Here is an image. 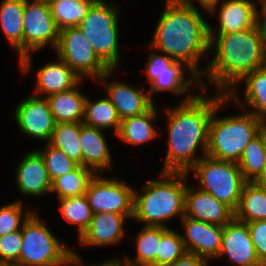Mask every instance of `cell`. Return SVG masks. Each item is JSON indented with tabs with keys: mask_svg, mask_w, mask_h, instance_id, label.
<instances>
[{
	"mask_svg": "<svg viewBox=\"0 0 266 266\" xmlns=\"http://www.w3.org/2000/svg\"><path fill=\"white\" fill-rule=\"evenodd\" d=\"M215 98L188 94L175 108L166 109L169 119L168 152L162 172H190L203 157H194L200 146L207 154L209 122L217 104L226 96L218 92Z\"/></svg>",
	"mask_w": 266,
	"mask_h": 266,
	"instance_id": "6da1fadb",
	"label": "cell"
},
{
	"mask_svg": "<svg viewBox=\"0 0 266 266\" xmlns=\"http://www.w3.org/2000/svg\"><path fill=\"white\" fill-rule=\"evenodd\" d=\"M216 36L208 26L209 48L215 45L216 53L208 69L201 71V76L207 73L209 82L217 86L218 92L225 93L230 100L234 98L239 107L246 110L234 87L246 74L266 65V48L260 30L256 25L236 33Z\"/></svg>",
	"mask_w": 266,
	"mask_h": 266,
	"instance_id": "7a4b0ae2",
	"label": "cell"
},
{
	"mask_svg": "<svg viewBox=\"0 0 266 266\" xmlns=\"http://www.w3.org/2000/svg\"><path fill=\"white\" fill-rule=\"evenodd\" d=\"M208 26L193 3L166 1L150 46L184 62L192 77L200 78L201 82L198 63L210 49Z\"/></svg>",
	"mask_w": 266,
	"mask_h": 266,
	"instance_id": "3957f363",
	"label": "cell"
},
{
	"mask_svg": "<svg viewBox=\"0 0 266 266\" xmlns=\"http://www.w3.org/2000/svg\"><path fill=\"white\" fill-rule=\"evenodd\" d=\"M186 172H162L161 179L144 185V194L134 192L133 218L145 226H165L164 222L180 215L184 217ZM163 178V179H162Z\"/></svg>",
	"mask_w": 266,
	"mask_h": 266,
	"instance_id": "277c9868",
	"label": "cell"
},
{
	"mask_svg": "<svg viewBox=\"0 0 266 266\" xmlns=\"http://www.w3.org/2000/svg\"><path fill=\"white\" fill-rule=\"evenodd\" d=\"M226 101H230L227 96L217 104L211 116L206 155L238 163L245 146L266 127V122L250 113V110L238 116L216 118V111Z\"/></svg>",
	"mask_w": 266,
	"mask_h": 266,
	"instance_id": "5b68a950",
	"label": "cell"
},
{
	"mask_svg": "<svg viewBox=\"0 0 266 266\" xmlns=\"http://www.w3.org/2000/svg\"><path fill=\"white\" fill-rule=\"evenodd\" d=\"M22 248L14 266H68L71 250L62 245L34 213L23 218Z\"/></svg>",
	"mask_w": 266,
	"mask_h": 266,
	"instance_id": "8992f818",
	"label": "cell"
},
{
	"mask_svg": "<svg viewBox=\"0 0 266 266\" xmlns=\"http://www.w3.org/2000/svg\"><path fill=\"white\" fill-rule=\"evenodd\" d=\"M117 15L114 5L97 0L77 26L99 58L113 70L119 60Z\"/></svg>",
	"mask_w": 266,
	"mask_h": 266,
	"instance_id": "52a82bcc",
	"label": "cell"
},
{
	"mask_svg": "<svg viewBox=\"0 0 266 266\" xmlns=\"http://www.w3.org/2000/svg\"><path fill=\"white\" fill-rule=\"evenodd\" d=\"M190 170L199 177L200 190L210 193L233 211L237 209L246 181L236 162L205 155Z\"/></svg>",
	"mask_w": 266,
	"mask_h": 266,
	"instance_id": "ba28073f",
	"label": "cell"
},
{
	"mask_svg": "<svg viewBox=\"0 0 266 266\" xmlns=\"http://www.w3.org/2000/svg\"><path fill=\"white\" fill-rule=\"evenodd\" d=\"M59 58L82 79L90 76L104 80L112 74L110 69L95 53L88 39L78 27L60 30L55 48Z\"/></svg>",
	"mask_w": 266,
	"mask_h": 266,
	"instance_id": "9c48e42d",
	"label": "cell"
},
{
	"mask_svg": "<svg viewBox=\"0 0 266 266\" xmlns=\"http://www.w3.org/2000/svg\"><path fill=\"white\" fill-rule=\"evenodd\" d=\"M60 30L52 17L47 0H25L23 11V58L20 60L21 71L30 69L29 52L43 48L47 43L54 49L57 46Z\"/></svg>",
	"mask_w": 266,
	"mask_h": 266,
	"instance_id": "30bf717a",
	"label": "cell"
},
{
	"mask_svg": "<svg viewBox=\"0 0 266 266\" xmlns=\"http://www.w3.org/2000/svg\"><path fill=\"white\" fill-rule=\"evenodd\" d=\"M126 184L117 178L105 179L96 174L85 194L92 214L112 212L131 218L135 191Z\"/></svg>",
	"mask_w": 266,
	"mask_h": 266,
	"instance_id": "8fae6325",
	"label": "cell"
},
{
	"mask_svg": "<svg viewBox=\"0 0 266 266\" xmlns=\"http://www.w3.org/2000/svg\"><path fill=\"white\" fill-rule=\"evenodd\" d=\"M14 113L21 131L34 138L46 139L49 143L55 121L46 98L32 95L21 101Z\"/></svg>",
	"mask_w": 266,
	"mask_h": 266,
	"instance_id": "7c38bea8",
	"label": "cell"
},
{
	"mask_svg": "<svg viewBox=\"0 0 266 266\" xmlns=\"http://www.w3.org/2000/svg\"><path fill=\"white\" fill-rule=\"evenodd\" d=\"M228 255L230 262L238 266H264L255 251L248 225L233 218L224 226L218 256Z\"/></svg>",
	"mask_w": 266,
	"mask_h": 266,
	"instance_id": "4fadbf2b",
	"label": "cell"
},
{
	"mask_svg": "<svg viewBox=\"0 0 266 266\" xmlns=\"http://www.w3.org/2000/svg\"><path fill=\"white\" fill-rule=\"evenodd\" d=\"M182 221L185 227V237L182 235L181 237L186 251L207 259L218 257L224 227L186 216L182 218Z\"/></svg>",
	"mask_w": 266,
	"mask_h": 266,
	"instance_id": "5bb4252c",
	"label": "cell"
},
{
	"mask_svg": "<svg viewBox=\"0 0 266 266\" xmlns=\"http://www.w3.org/2000/svg\"><path fill=\"white\" fill-rule=\"evenodd\" d=\"M184 216L224 227L234 218V211L210 193L187 186Z\"/></svg>",
	"mask_w": 266,
	"mask_h": 266,
	"instance_id": "9a60e30c",
	"label": "cell"
},
{
	"mask_svg": "<svg viewBox=\"0 0 266 266\" xmlns=\"http://www.w3.org/2000/svg\"><path fill=\"white\" fill-rule=\"evenodd\" d=\"M16 183L25 195L40 196L50 192L52 182L49 178L41 154L35 150L24 156L16 171Z\"/></svg>",
	"mask_w": 266,
	"mask_h": 266,
	"instance_id": "2e32d148",
	"label": "cell"
},
{
	"mask_svg": "<svg viewBox=\"0 0 266 266\" xmlns=\"http://www.w3.org/2000/svg\"><path fill=\"white\" fill-rule=\"evenodd\" d=\"M125 215L102 212L93 214L89 228L79 238L80 244L103 246L115 244L124 236Z\"/></svg>",
	"mask_w": 266,
	"mask_h": 266,
	"instance_id": "e0dca14e",
	"label": "cell"
},
{
	"mask_svg": "<svg viewBox=\"0 0 266 266\" xmlns=\"http://www.w3.org/2000/svg\"><path fill=\"white\" fill-rule=\"evenodd\" d=\"M105 88L109 94L107 98L115 106L121 120L143 114L155 104L149 94L125 83H109Z\"/></svg>",
	"mask_w": 266,
	"mask_h": 266,
	"instance_id": "ac0fdd59",
	"label": "cell"
},
{
	"mask_svg": "<svg viewBox=\"0 0 266 266\" xmlns=\"http://www.w3.org/2000/svg\"><path fill=\"white\" fill-rule=\"evenodd\" d=\"M218 35L236 33L257 25L259 12L249 0H224L219 10Z\"/></svg>",
	"mask_w": 266,
	"mask_h": 266,
	"instance_id": "d6986e66",
	"label": "cell"
},
{
	"mask_svg": "<svg viewBox=\"0 0 266 266\" xmlns=\"http://www.w3.org/2000/svg\"><path fill=\"white\" fill-rule=\"evenodd\" d=\"M101 129L81 126L80 143L82 149V166L95 174L111 166V155Z\"/></svg>",
	"mask_w": 266,
	"mask_h": 266,
	"instance_id": "ffe728a7",
	"label": "cell"
},
{
	"mask_svg": "<svg viewBox=\"0 0 266 266\" xmlns=\"http://www.w3.org/2000/svg\"><path fill=\"white\" fill-rule=\"evenodd\" d=\"M82 79L69 68L60 58L59 62L48 63L37 73V86L35 93L52 94L74 88Z\"/></svg>",
	"mask_w": 266,
	"mask_h": 266,
	"instance_id": "44dd1931",
	"label": "cell"
},
{
	"mask_svg": "<svg viewBox=\"0 0 266 266\" xmlns=\"http://www.w3.org/2000/svg\"><path fill=\"white\" fill-rule=\"evenodd\" d=\"M78 84L67 91L52 94L46 99L49 102L55 123L78 122L82 123L86 97L76 89Z\"/></svg>",
	"mask_w": 266,
	"mask_h": 266,
	"instance_id": "7402d4cb",
	"label": "cell"
},
{
	"mask_svg": "<svg viewBox=\"0 0 266 266\" xmlns=\"http://www.w3.org/2000/svg\"><path fill=\"white\" fill-rule=\"evenodd\" d=\"M25 0H3L0 7V23L10 44L23 58V11Z\"/></svg>",
	"mask_w": 266,
	"mask_h": 266,
	"instance_id": "603a6c76",
	"label": "cell"
},
{
	"mask_svg": "<svg viewBox=\"0 0 266 266\" xmlns=\"http://www.w3.org/2000/svg\"><path fill=\"white\" fill-rule=\"evenodd\" d=\"M234 218L245 223L266 220V189L246 182Z\"/></svg>",
	"mask_w": 266,
	"mask_h": 266,
	"instance_id": "cb8c5ba5",
	"label": "cell"
},
{
	"mask_svg": "<svg viewBox=\"0 0 266 266\" xmlns=\"http://www.w3.org/2000/svg\"><path fill=\"white\" fill-rule=\"evenodd\" d=\"M155 104L143 114L121 120L117 136L132 145L141 144L157 137L158 132L151 124L156 119Z\"/></svg>",
	"mask_w": 266,
	"mask_h": 266,
	"instance_id": "d4e9b609",
	"label": "cell"
},
{
	"mask_svg": "<svg viewBox=\"0 0 266 266\" xmlns=\"http://www.w3.org/2000/svg\"><path fill=\"white\" fill-rule=\"evenodd\" d=\"M82 123L58 122L52 133L49 144L61 150L69 159L78 165H82V149L80 133Z\"/></svg>",
	"mask_w": 266,
	"mask_h": 266,
	"instance_id": "484cf974",
	"label": "cell"
},
{
	"mask_svg": "<svg viewBox=\"0 0 266 266\" xmlns=\"http://www.w3.org/2000/svg\"><path fill=\"white\" fill-rule=\"evenodd\" d=\"M266 162V127L244 148L239 168L246 182H254L262 173Z\"/></svg>",
	"mask_w": 266,
	"mask_h": 266,
	"instance_id": "4316f807",
	"label": "cell"
},
{
	"mask_svg": "<svg viewBox=\"0 0 266 266\" xmlns=\"http://www.w3.org/2000/svg\"><path fill=\"white\" fill-rule=\"evenodd\" d=\"M97 0H47L59 30L77 27Z\"/></svg>",
	"mask_w": 266,
	"mask_h": 266,
	"instance_id": "83f0119b",
	"label": "cell"
},
{
	"mask_svg": "<svg viewBox=\"0 0 266 266\" xmlns=\"http://www.w3.org/2000/svg\"><path fill=\"white\" fill-rule=\"evenodd\" d=\"M120 123L117 110L107 97L95 102L86 98L82 124L101 130L114 127L117 134Z\"/></svg>",
	"mask_w": 266,
	"mask_h": 266,
	"instance_id": "f1b7e54d",
	"label": "cell"
},
{
	"mask_svg": "<svg viewBox=\"0 0 266 266\" xmlns=\"http://www.w3.org/2000/svg\"><path fill=\"white\" fill-rule=\"evenodd\" d=\"M245 81V103L253 113L266 122V65L246 74L240 81Z\"/></svg>",
	"mask_w": 266,
	"mask_h": 266,
	"instance_id": "f546056e",
	"label": "cell"
},
{
	"mask_svg": "<svg viewBox=\"0 0 266 266\" xmlns=\"http://www.w3.org/2000/svg\"><path fill=\"white\" fill-rule=\"evenodd\" d=\"M96 174L82 165L52 182L51 193L56 192L59 199L86 194L88 185Z\"/></svg>",
	"mask_w": 266,
	"mask_h": 266,
	"instance_id": "4dcf8cb0",
	"label": "cell"
},
{
	"mask_svg": "<svg viewBox=\"0 0 266 266\" xmlns=\"http://www.w3.org/2000/svg\"><path fill=\"white\" fill-rule=\"evenodd\" d=\"M137 241L136 258H126L129 266H156V255L161 241V226H144L135 238Z\"/></svg>",
	"mask_w": 266,
	"mask_h": 266,
	"instance_id": "1f68e13d",
	"label": "cell"
},
{
	"mask_svg": "<svg viewBox=\"0 0 266 266\" xmlns=\"http://www.w3.org/2000/svg\"><path fill=\"white\" fill-rule=\"evenodd\" d=\"M60 204V212L69 223L77 225L80 238L89 228L93 215L86 195L60 199Z\"/></svg>",
	"mask_w": 266,
	"mask_h": 266,
	"instance_id": "d6a6232c",
	"label": "cell"
},
{
	"mask_svg": "<svg viewBox=\"0 0 266 266\" xmlns=\"http://www.w3.org/2000/svg\"><path fill=\"white\" fill-rule=\"evenodd\" d=\"M187 253L181 235L161 226V241L156 255V266H169Z\"/></svg>",
	"mask_w": 266,
	"mask_h": 266,
	"instance_id": "836d02e7",
	"label": "cell"
},
{
	"mask_svg": "<svg viewBox=\"0 0 266 266\" xmlns=\"http://www.w3.org/2000/svg\"><path fill=\"white\" fill-rule=\"evenodd\" d=\"M183 72H163V73H153V81L151 82V87L149 89V95L152 99L153 93L156 91L169 90L175 94H184L190 84L196 82L197 85H203L200 82V78H193L192 80H186L184 78ZM195 80V81H194Z\"/></svg>",
	"mask_w": 266,
	"mask_h": 266,
	"instance_id": "e575fe53",
	"label": "cell"
},
{
	"mask_svg": "<svg viewBox=\"0 0 266 266\" xmlns=\"http://www.w3.org/2000/svg\"><path fill=\"white\" fill-rule=\"evenodd\" d=\"M45 163L51 182L55 179L73 171L78 164L69 159L61 150L54 148L50 144L44 151H38Z\"/></svg>",
	"mask_w": 266,
	"mask_h": 266,
	"instance_id": "d590c367",
	"label": "cell"
},
{
	"mask_svg": "<svg viewBox=\"0 0 266 266\" xmlns=\"http://www.w3.org/2000/svg\"><path fill=\"white\" fill-rule=\"evenodd\" d=\"M22 202L15 201L0 208V236L22 229ZM22 223V225H21Z\"/></svg>",
	"mask_w": 266,
	"mask_h": 266,
	"instance_id": "8d00e7d4",
	"label": "cell"
},
{
	"mask_svg": "<svg viewBox=\"0 0 266 266\" xmlns=\"http://www.w3.org/2000/svg\"><path fill=\"white\" fill-rule=\"evenodd\" d=\"M22 242L21 229L4 236H0V261L14 266L19 261Z\"/></svg>",
	"mask_w": 266,
	"mask_h": 266,
	"instance_id": "74e56055",
	"label": "cell"
},
{
	"mask_svg": "<svg viewBox=\"0 0 266 266\" xmlns=\"http://www.w3.org/2000/svg\"><path fill=\"white\" fill-rule=\"evenodd\" d=\"M182 61L175 60L170 56H161L155 53L149 55V60L147 63L146 75L148 81L151 83L153 81V73H163V72H183Z\"/></svg>",
	"mask_w": 266,
	"mask_h": 266,
	"instance_id": "f35d334b",
	"label": "cell"
},
{
	"mask_svg": "<svg viewBox=\"0 0 266 266\" xmlns=\"http://www.w3.org/2000/svg\"><path fill=\"white\" fill-rule=\"evenodd\" d=\"M248 230L260 262L266 266V220L247 222Z\"/></svg>",
	"mask_w": 266,
	"mask_h": 266,
	"instance_id": "ab89813d",
	"label": "cell"
},
{
	"mask_svg": "<svg viewBox=\"0 0 266 266\" xmlns=\"http://www.w3.org/2000/svg\"><path fill=\"white\" fill-rule=\"evenodd\" d=\"M207 260V258L187 252L169 266H208Z\"/></svg>",
	"mask_w": 266,
	"mask_h": 266,
	"instance_id": "60d3db41",
	"label": "cell"
},
{
	"mask_svg": "<svg viewBox=\"0 0 266 266\" xmlns=\"http://www.w3.org/2000/svg\"><path fill=\"white\" fill-rule=\"evenodd\" d=\"M118 259L116 258L115 259H112L111 261H107V262H104L103 264H97V265H92V266H129L126 262L124 263V265L121 263V261H117ZM81 259L79 258V255L74 253V252H71V256H70V266H81L79 264H82L81 263ZM84 266V265H82Z\"/></svg>",
	"mask_w": 266,
	"mask_h": 266,
	"instance_id": "b9f144b4",
	"label": "cell"
},
{
	"mask_svg": "<svg viewBox=\"0 0 266 266\" xmlns=\"http://www.w3.org/2000/svg\"><path fill=\"white\" fill-rule=\"evenodd\" d=\"M262 21L259 20V16H257V26L261 33V38L263 40L264 46L266 48V5L262 2Z\"/></svg>",
	"mask_w": 266,
	"mask_h": 266,
	"instance_id": "7bdbcfd3",
	"label": "cell"
},
{
	"mask_svg": "<svg viewBox=\"0 0 266 266\" xmlns=\"http://www.w3.org/2000/svg\"><path fill=\"white\" fill-rule=\"evenodd\" d=\"M183 1L187 2L188 4H192V0H183ZM198 2H200V5H202L203 8L206 9V11L215 13L219 0H198Z\"/></svg>",
	"mask_w": 266,
	"mask_h": 266,
	"instance_id": "ee69618b",
	"label": "cell"
},
{
	"mask_svg": "<svg viewBox=\"0 0 266 266\" xmlns=\"http://www.w3.org/2000/svg\"><path fill=\"white\" fill-rule=\"evenodd\" d=\"M254 183L262 188L266 189V162L263 167L262 173L258 176V178L254 181Z\"/></svg>",
	"mask_w": 266,
	"mask_h": 266,
	"instance_id": "f6af8a7d",
	"label": "cell"
},
{
	"mask_svg": "<svg viewBox=\"0 0 266 266\" xmlns=\"http://www.w3.org/2000/svg\"><path fill=\"white\" fill-rule=\"evenodd\" d=\"M0 266H13V265L0 261Z\"/></svg>",
	"mask_w": 266,
	"mask_h": 266,
	"instance_id": "bcb514c9",
	"label": "cell"
}]
</instances>
